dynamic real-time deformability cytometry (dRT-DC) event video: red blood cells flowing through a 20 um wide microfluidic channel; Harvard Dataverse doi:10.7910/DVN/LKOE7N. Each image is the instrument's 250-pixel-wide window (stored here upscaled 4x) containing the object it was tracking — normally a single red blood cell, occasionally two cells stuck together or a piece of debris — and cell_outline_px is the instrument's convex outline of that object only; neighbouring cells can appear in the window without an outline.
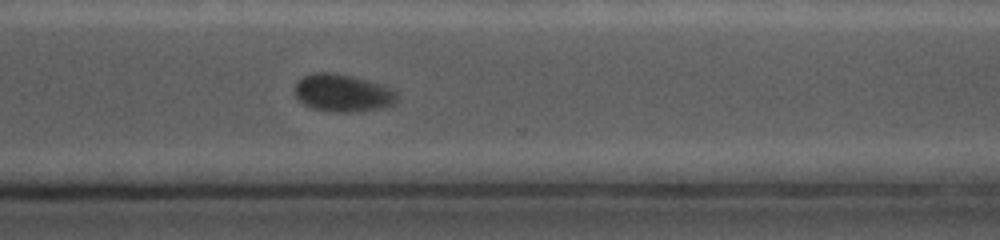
{"species": "common noctule bat (a hibernating species)", "species_latin": "Nyctalus noctula", "temperature_condition": "cold", "stored_images_in_passage": 23, "camera_frame_rate_fps": 5000, "um_per_image_px": 0.085, "animal": {"sex": "female", "body_mass_g": 19.0, "forearm_length_mm": 56.7}, "frame": {"image": 1, "passage_image": 20, "time_ms": 8.6, "image_size_px": [1000, 240], "cell_outline_px": [[396, 100], [392, 104], [380, 108], [352, 112], [328, 112], [312, 108], [304, 104], [296, 96], [296, 84], [304, 76], [312, 72], [332, 72], [352, 76], [380, 84], [392, 88], [396, 92]], "centroid_in_image_um": [29.12, 7.9], "position_along_channel_um": 341.5, "area_um2": 22.2}}
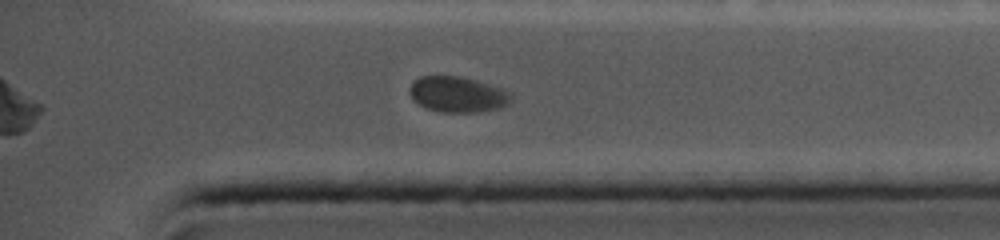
{"frame": {"image": 2, "passage_image": 23, "time_ms": 10.0, "image_size_px": [1000, 240], "cell_outline_px": [[512, 100], [508, 104], [496, 108], [476, 112], [440, 112], [428, 108], [412, 100], [408, 92], [412, 80], [420, 76], [460, 76], [476, 80], [512, 92]], "centroid_in_image_um": [38.86, 8.01], "position_along_channel_um": 396.3, "area_um2": 21.15}}